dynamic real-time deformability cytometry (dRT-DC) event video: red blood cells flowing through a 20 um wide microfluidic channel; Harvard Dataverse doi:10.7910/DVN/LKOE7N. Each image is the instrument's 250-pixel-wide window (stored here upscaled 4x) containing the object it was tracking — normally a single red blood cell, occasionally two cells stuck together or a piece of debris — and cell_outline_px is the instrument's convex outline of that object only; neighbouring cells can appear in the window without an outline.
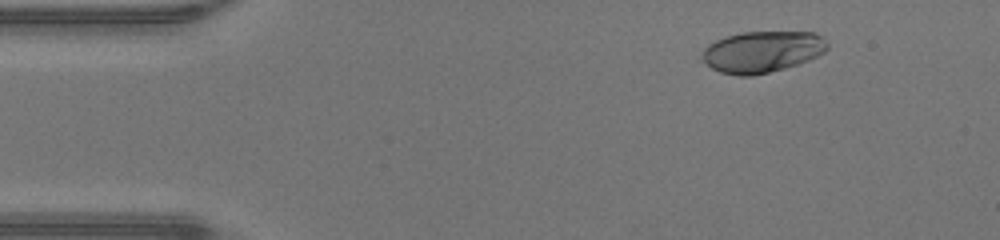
{"species": "human", "species_latin": "Homo sapiens", "temperature_condition": "warm", "stored_images_in_passage": 48, "camera_frame_rate_fps": 3000, "um_per_image_px": 0.085, "donor": {"sex": "male"}, "frame": {"image": 1, "passage_image": 6, "time_ms": 1.667, "image_size_px": [1000, 240], "cell_outline_px": [[828, 48], [824, 52], [808, 60], [784, 68], [752, 76], [736, 76], [720, 72], [696, 60], [704, 48], [708, 44], [716, 40], [740, 32], [816, 32], [828, 44]], "centroid_in_image_um": [64.7, 4.41], "position_along_channel_um": 20.3, "area_um2": 30.46}}
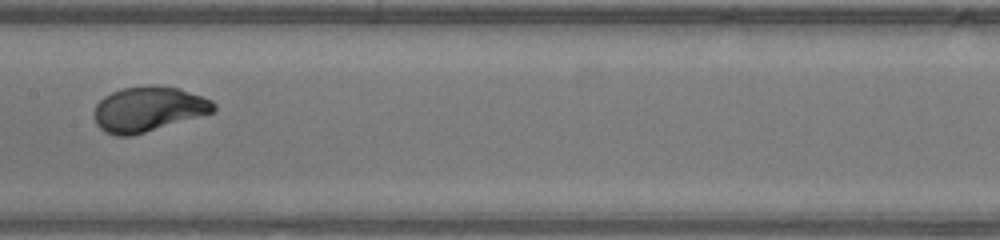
{"frame": {"image": 2, "passage_image": 24, "time_ms": 7.667, "image_size_px": [1000, 240], "cell_outline_px": [[216, 112], [132, 136], [116, 136], [104, 132], [96, 124], [92, 112], [96, 104], [104, 96], [112, 92], [124, 88], [148, 84], [160, 84], [180, 88], [212, 100], [216, 104]], "centroid_in_image_um": [12.61, 9.26], "position_along_channel_um": 194.8, "area_um2": 31.96}}
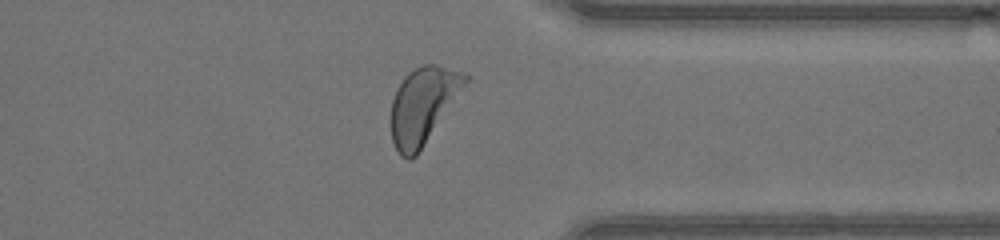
{"frame": {"image": 3, "passage_image": 37, "time_ms": 12.0, "image_size_px": [1000, 240], "cell_outline_px": [[468, 80], [416, 156], [412, 160], [408, 160], [400, 156], [392, 140], [392, 100], [396, 88], [404, 76], [408, 72], [420, 64], [436, 64], [464, 72], [468, 76]], "centroid_in_image_um": [35.92, 8.93], "position_along_channel_um": 375.5, "area_um2": 32.43}, "authors_computed_cell_mechanics": {"area_um2": 31.0964, "velocity_mm_per_s": 4.3353, "shape_relaxation_time_tau1_ms": 2.8178, "shape_relaxation_time_tau2_ms": null, "deformation_change_tau1": 0.2037, "deformation_change_tau2": null}}